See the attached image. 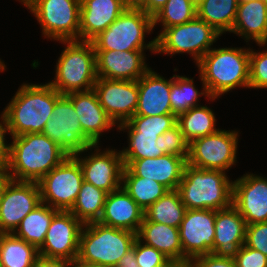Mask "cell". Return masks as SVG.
<instances>
[{
  "mask_svg": "<svg viewBox=\"0 0 267 267\" xmlns=\"http://www.w3.org/2000/svg\"><path fill=\"white\" fill-rule=\"evenodd\" d=\"M12 139L7 165L12 180L38 182L68 157L59 144L43 133H28Z\"/></svg>",
  "mask_w": 267,
  "mask_h": 267,
  "instance_id": "6da1fadb",
  "label": "cell"
},
{
  "mask_svg": "<svg viewBox=\"0 0 267 267\" xmlns=\"http://www.w3.org/2000/svg\"><path fill=\"white\" fill-rule=\"evenodd\" d=\"M60 96L49 83L23 84L4 110L10 135L42 133Z\"/></svg>",
  "mask_w": 267,
  "mask_h": 267,
  "instance_id": "7a4b0ae2",
  "label": "cell"
},
{
  "mask_svg": "<svg viewBox=\"0 0 267 267\" xmlns=\"http://www.w3.org/2000/svg\"><path fill=\"white\" fill-rule=\"evenodd\" d=\"M250 48L210 49L197 63L200 78L210 99L236 87L249 88Z\"/></svg>",
  "mask_w": 267,
  "mask_h": 267,
  "instance_id": "3957f363",
  "label": "cell"
},
{
  "mask_svg": "<svg viewBox=\"0 0 267 267\" xmlns=\"http://www.w3.org/2000/svg\"><path fill=\"white\" fill-rule=\"evenodd\" d=\"M186 209L222 210L232 205L233 181L221 170L186 164L177 188Z\"/></svg>",
  "mask_w": 267,
  "mask_h": 267,
  "instance_id": "277c9868",
  "label": "cell"
},
{
  "mask_svg": "<svg viewBox=\"0 0 267 267\" xmlns=\"http://www.w3.org/2000/svg\"><path fill=\"white\" fill-rule=\"evenodd\" d=\"M83 227L75 262L116 267L137 238V233L100 222L84 224Z\"/></svg>",
  "mask_w": 267,
  "mask_h": 267,
  "instance_id": "5b68a950",
  "label": "cell"
},
{
  "mask_svg": "<svg viewBox=\"0 0 267 267\" xmlns=\"http://www.w3.org/2000/svg\"><path fill=\"white\" fill-rule=\"evenodd\" d=\"M56 65V78L49 82L61 95L93 90L98 76L92 42L69 40ZM84 87V88H83Z\"/></svg>",
  "mask_w": 267,
  "mask_h": 267,
  "instance_id": "8992f818",
  "label": "cell"
},
{
  "mask_svg": "<svg viewBox=\"0 0 267 267\" xmlns=\"http://www.w3.org/2000/svg\"><path fill=\"white\" fill-rule=\"evenodd\" d=\"M154 28L153 17L142 10L126 9L106 30L91 42L95 50L156 52V38L144 44L145 33Z\"/></svg>",
  "mask_w": 267,
  "mask_h": 267,
  "instance_id": "52a82bcc",
  "label": "cell"
},
{
  "mask_svg": "<svg viewBox=\"0 0 267 267\" xmlns=\"http://www.w3.org/2000/svg\"><path fill=\"white\" fill-rule=\"evenodd\" d=\"M221 34L197 16L187 23L169 27L156 36L157 53H189L196 64Z\"/></svg>",
  "mask_w": 267,
  "mask_h": 267,
  "instance_id": "ba28073f",
  "label": "cell"
},
{
  "mask_svg": "<svg viewBox=\"0 0 267 267\" xmlns=\"http://www.w3.org/2000/svg\"><path fill=\"white\" fill-rule=\"evenodd\" d=\"M46 38L79 40L81 0H27Z\"/></svg>",
  "mask_w": 267,
  "mask_h": 267,
  "instance_id": "9c48e42d",
  "label": "cell"
},
{
  "mask_svg": "<svg viewBox=\"0 0 267 267\" xmlns=\"http://www.w3.org/2000/svg\"><path fill=\"white\" fill-rule=\"evenodd\" d=\"M83 181L79 162L73 156H68L37 182L41 202L58 211H70Z\"/></svg>",
  "mask_w": 267,
  "mask_h": 267,
  "instance_id": "30bf717a",
  "label": "cell"
},
{
  "mask_svg": "<svg viewBox=\"0 0 267 267\" xmlns=\"http://www.w3.org/2000/svg\"><path fill=\"white\" fill-rule=\"evenodd\" d=\"M42 133L59 144L68 156L98 147L84 136L79 117L71 100L66 95H61L57 99L53 114Z\"/></svg>",
  "mask_w": 267,
  "mask_h": 267,
  "instance_id": "8fae6325",
  "label": "cell"
},
{
  "mask_svg": "<svg viewBox=\"0 0 267 267\" xmlns=\"http://www.w3.org/2000/svg\"><path fill=\"white\" fill-rule=\"evenodd\" d=\"M238 132L218 130L189 143L187 164L200 169L226 171L235 164Z\"/></svg>",
  "mask_w": 267,
  "mask_h": 267,
  "instance_id": "7c38bea8",
  "label": "cell"
},
{
  "mask_svg": "<svg viewBox=\"0 0 267 267\" xmlns=\"http://www.w3.org/2000/svg\"><path fill=\"white\" fill-rule=\"evenodd\" d=\"M216 210L187 209L179 226L183 262L214 251Z\"/></svg>",
  "mask_w": 267,
  "mask_h": 267,
  "instance_id": "4fadbf2b",
  "label": "cell"
},
{
  "mask_svg": "<svg viewBox=\"0 0 267 267\" xmlns=\"http://www.w3.org/2000/svg\"><path fill=\"white\" fill-rule=\"evenodd\" d=\"M83 224L70 212L58 211L52 218L39 255L75 262Z\"/></svg>",
  "mask_w": 267,
  "mask_h": 267,
  "instance_id": "5bb4252c",
  "label": "cell"
},
{
  "mask_svg": "<svg viewBox=\"0 0 267 267\" xmlns=\"http://www.w3.org/2000/svg\"><path fill=\"white\" fill-rule=\"evenodd\" d=\"M41 203L37 182L11 180L0 201V230L14 233L22 219Z\"/></svg>",
  "mask_w": 267,
  "mask_h": 267,
  "instance_id": "9a60e30c",
  "label": "cell"
},
{
  "mask_svg": "<svg viewBox=\"0 0 267 267\" xmlns=\"http://www.w3.org/2000/svg\"><path fill=\"white\" fill-rule=\"evenodd\" d=\"M93 90L107 115L116 124L128 121L135 115L138 104L137 80H112L98 77Z\"/></svg>",
  "mask_w": 267,
  "mask_h": 267,
  "instance_id": "2e32d148",
  "label": "cell"
},
{
  "mask_svg": "<svg viewBox=\"0 0 267 267\" xmlns=\"http://www.w3.org/2000/svg\"><path fill=\"white\" fill-rule=\"evenodd\" d=\"M232 205L247 225L267 222V178L246 174L233 182Z\"/></svg>",
  "mask_w": 267,
  "mask_h": 267,
  "instance_id": "e0dca14e",
  "label": "cell"
},
{
  "mask_svg": "<svg viewBox=\"0 0 267 267\" xmlns=\"http://www.w3.org/2000/svg\"><path fill=\"white\" fill-rule=\"evenodd\" d=\"M95 151V154L84 159H80L79 154L73 156L81 166L84 181L107 194L120 189L124 168L121 151L114 149L101 153L98 148Z\"/></svg>",
  "mask_w": 267,
  "mask_h": 267,
  "instance_id": "ac0fdd59",
  "label": "cell"
},
{
  "mask_svg": "<svg viewBox=\"0 0 267 267\" xmlns=\"http://www.w3.org/2000/svg\"><path fill=\"white\" fill-rule=\"evenodd\" d=\"M143 51L95 50L97 76L112 80H138L150 69L145 64Z\"/></svg>",
  "mask_w": 267,
  "mask_h": 267,
  "instance_id": "d6986e66",
  "label": "cell"
},
{
  "mask_svg": "<svg viewBox=\"0 0 267 267\" xmlns=\"http://www.w3.org/2000/svg\"><path fill=\"white\" fill-rule=\"evenodd\" d=\"M246 227L244 218L233 205L216 211L214 251L211 254L234 258L245 244Z\"/></svg>",
  "mask_w": 267,
  "mask_h": 267,
  "instance_id": "ffe728a7",
  "label": "cell"
},
{
  "mask_svg": "<svg viewBox=\"0 0 267 267\" xmlns=\"http://www.w3.org/2000/svg\"><path fill=\"white\" fill-rule=\"evenodd\" d=\"M138 82V104L134 116L174 115L170 103L171 84L149 69Z\"/></svg>",
  "mask_w": 267,
  "mask_h": 267,
  "instance_id": "44dd1931",
  "label": "cell"
},
{
  "mask_svg": "<svg viewBox=\"0 0 267 267\" xmlns=\"http://www.w3.org/2000/svg\"><path fill=\"white\" fill-rule=\"evenodd\" d=\"M125 10L121 0H81L79 41L91 42Z\"/></svg>",
  "mask_w": 267,
  "mask_h": 267,
  "instance_id": "7402d4cb",
  "label": "cell"
},
{
  "mask_svg": "<svg viewBox=\"0 0 267 267\" xmlns=\"http://www.w3.org/2000/svg\"><path fill=\"white\" fill-rule=\"evenodd\" d=\"M66 96L75 108L84 136L93 145H98L101 133L116 124L100 105L96 93L94 90H90L73 92Z\"/></svg>",
  "mask_w": 267,
  "mask_h": 267,
  "instance_id": "603a6c76",
  "label": "cell"
},
{
  "mask_svg": "<svg viewBox=\"0 0 267 267\" xmlns=\"http://www.w3.org/2000/svg\"><path fill=\"white\" fill-rule=\"evenodd\" d=\"M188 157L164 154L156 158L134 160L127 168L135 175L154 180L168 190L178 188Z\"/></svg>",
  "mask_w": 267,
  "mask_h": 267,
  "instance_id": "cb8c5ba5",
  "label": "cell"
},
{
  "mask_svg": "<svg viewBox=\"0 0 267 267\" xmlns=\"http://www.w3.org/2000/svg\"><path fill=\"white\" fill-rule=\"evenodd\" d=\"M144 210L121 187L107 194L98 222L137 233L143 222Z\"/></svg>",
  "mask_w": 267,
  "mask_h": 267,
  "instance_id": "d4e9b609",
  "label": "cell"
},
{
  "mask_svg": "<svg viewBox=\"0 0 267 267\" xmlns=\"http://www.w3.org/2000/svg\"><path fill=\"white\" fill-rule=\"evenodd\" d=\"M263 46L267 43V5L262 0L238 2L232 31Z\"/></svg>",
  "mask_w": 267,
  "mask_h": 267,
  "instance_id": "484cf974",
  "label": "cell"
},
{
  "mask_svg": "<svg viewBox=\"0 0 267 267\" xmlns=\"http://www.w3.org/2000/svg\"><path fill=\"white\" fill-rule=\"evenodd\" d=\"M137 238L163 253L172 262H183L179 229L166 224L151 222L145 217L137 232Z\"/></svg>",
  "mask_w": 267,
  "mask_h": 267,
  "instance_id": "4316f807",
  "label": "cell"
},
{
  "mask_svg": "<svg viewBox=\"0 0 267 267\" xmlns=\"http://www.w3.org/2000/svg\"><path fill=\"white\" fill-rule=\"evenodd\" d=\"M57 212L58 210L53 207L41 203L22 219L13 234L39 249L45 241L50 222Z\"/></svg>",
  "mask_w": 267,
  "mask_h": 267,
  "instance_id": "83f0119b",
  "label": "cell"
},
{
  "mask_svg": "<svg viewBox=\"0 0 267 267\" xmlns=\"http://www.w3.org/2000/svg\"><path fill=\"white\" fill-rule=\"evenodd\" d=\"M118 129L129 130V147L121 151L124 167H128L134 160L164 155L161 151L160 135L140 134L127 121L119 124Z\"/></svg>",
  "mask_w": 267,
  "mask_h": 267,
  "instance_id": "f1b7e54d",
  "label": "cell"
},
{
  "mask_svg": "<svg viewBox=\"0 0 267 267\" xmlns=\"http://www.w3.org/2000/svg\"><path fill=\"white\" fill-rule=\"evenodd\" d=\"M215 115L207 106L192 107L177 116V125L188 143L193 140L216 133Z\"/></svg>",
  "mask_w": 267,
  "mask_h": 267,
  "instance_id": "f546056e",
  "label": "cell"
},
{
  "mask_svg": "<svg viewBox=\"0 0 267 267\" xmlns=\"http://www.w3.org/2000/svg\"><path fill=\"white\" fill-rule=\"evenodd\" d=\"M237 7L238 0H203L196 8L197 17L223 34L232 31Z\"/></svg>",
  "mask_w": 267,
  "mask_h": 267,
  "instance_id": "4dcf8cb0",
  "label": "cell"
},
{
  "mask_svg": "<svg viewBox=\"0 0 267 267\" xmlns=\"http://www.w3.org/2000/svg\"><path fill=\"white\" fill-rule=\"evenodd\" d=\"M121 185L144 211L168 192L164 185L135 176L127 167L123 168Z\"/></svg>",
  "mask_w": 267,
  "mask_h": 267,
  "instance_id": "1f68e13d",
  "label": "cell"
},
{
  "mask_svg": "<svg viewBox=\"0 0 267 267\" xmlns=\"http://www.w3.org/2000/svg\"><path fill=\"white\" fill-rule=\"evenodd\" d=\"M186 210L178 190H168L144 211V217L151 222L179 228Z\"/></svg>",
  "mask_w": 267,
  "mask_h": 267,
  "instance_id": "d6a6232c",
  "label": "cell"
},
{
  "mask_svg": "<svg viewBox=\"0 0 267 267\" xmlns=\"http://www.w3.org/2000/svg\"><path fill=\"white\" fill-rule=\"evenodd\" d=\"M107 193L93 184L82 182L78 197L70 212L84 225L98 222L105 204Z\"/></svg>",
  "mask_w": 267,
  "mask_h": 267,
  "instance_id": "836d02e7",
  "label": "cell"
},
{
  "mask_svg": "<svg viewBox=\"0 0 267 267\" xmlns=\"http://www.w3.org/2000/svg\"><path fill=\"white\" fill-rule=\"evenodd\" d=\"M38 249L13 233L4 234L0 246V267H33Z\"/></svg>",
  "mask_w": 267,
  "mask_h": 267,
  "instance_id": "e575fe53",
  "label": "cell"
},
{
  "mask_svg": "<svg viewBox=\"0 0 267 267\" xmlns=\"http://www.w3.org/2000/svg\"><path fill=\"white\" fill-rule=\"evenodd\" d=\"M202 92L193 85V79L188 77L174 75L173 83L171 84L170 103L172 113L178 116L181 113L187 112L192 107L199 106L198 97L205 95L210 98L208 91L203 87Z\"/></svg>",
  "mask_w": 267,
  "mask_h": 267,
  "instance_id": "d590c367",
  "label": "cell"
},
{
  "mask_svg": "<svg viewBox=\"0 0 267 267\" xmlns=\"http://www.w3.org/2000/svg\"><path fill=\"white\" fill-rule=\"evenodd\" d=\"M197 16L196 7L187 0H168L166 4L153 16V26L158 22L163 30L181 25L193 20Z\"/></svg>",
  "mask_w": 267,
  "mask_h": 267,
  "instance_id": "8d00e7d4",
  "label": "cell"
},
{
  "mask_svg": "<svg viewBox=\"0 0 267 267\" xmlns=\"http://www.w3.org/2000/svg\"><path fill=\"white\" fill-rule=\"evenodd\" d=\"M127 122L140 134L159 136L177 125V116H133Z\"/></svg>",
  "mask_w": 267,
  "mask_h": 267,
  "instance_id": "74e56055",
  "label": "cell"
},
{
  "mask_svg": "<svg viewBox=\"0 0 267 267\" xmlns=\"http://www.w3.org/2000/svg\"><path fill=\"white\" fill-rule=\"evenodd\" d=\"M160 144L161 151L164 154L179 157H188L189 155V143L184 138L178 125L160 135Z\"/></svg>",
  "mask_w": 267,
  "mask_h": 267,
  "instance_id": "f35d334b",
  "label": "cell"
},
{
  "mask_svg": "<svg viewBox=\"0 0 267 267\" xmlns=\"http://www.w3.org/2000/svg\"><path fill=\"white\" fill-rule=\"evenodd\" d=\"M135 240V257L139 267H168L172 261L156 248ZM143 244V245H142Z\"/></svg>",
  "mask_w": 267,
  "mask_h": 267,
  "instance_id": "ab89813d",
  "label": "cell"
},
{
  "mask_svg": "<svg viewBox=\"0 0 267 267\" xmlns=\"http://www.w3.org/2000/svg\"><path fill=\"white\" fill-rule=\"evenodd\" d=\"M249 88H267V50L249 55Z\"/></svg>",
  "mask_w": 267,
  "mask_h": 267,
  "instance_id": "60d3db41",
  "label": "cell"
},
{
  "mask_svg": "<svg viewBox=\"0 0 267 267\" xmlns=\"http://www.w3.org/2000/svg\"><path fill=\"white\" fill-rule=\"evenodd\" d=\"M245 245L267 256V222L247 225Z\"/></svg>",
  "mask_w": 267,
  "mask_h": 267,
  "instance_id": "b9f144b4",
  "label": "cell"
},
{
  "mask_svg": "<svg viewBox=\"0 0 267 267\" xmlns=\"http://www.w3.org/2000/svg\"><path fill=\"white\" fill-rule=\"evenodd\" d=\"M237 267H267V256L245 244L233 258Z\"/></svg>",
  "mask_w": 267,
  "mask_h": 267,
  "instance_id": "7bdbcfd3",
  "label": "cell"
},
{
  "mask_svg": "<svg viewBox=\"0 0 267 267\" xmlns=\"http://www.w3.org/2000/svg\"><path fill=\"white\" fill-rule=\"evenodd\" d=\"M190 261L194 267H237L233 258L216 257L213 254L200 255Z\"/></svg>",
  "mask_w": 267,
  "mask_h": 267,
  "instance_id": "ee69618b",
  "label": "cell"
},
{
  "mask_svg": "<svg viewBox=\"0 0 267 267\" xmlns=\"http://www.w3.org/2000/svg\"><path fill=\"white\" fill-rule=\"evenodd\" d=\"M0 122V165L7 166L9 162L10 144L5 142V134L9 132L8 121L3 111Z\"/></svg>",
  "mask_w": 267,
  "mask_h": 267,
  "instance_id": "f6af8a7d",
  "label": "cell"
},
{
  "mask_svg": "<svg viewBox=\"0 0 267 267\" xmlns=\"http://www.w3.org/2000/svg\"><path fill=\"white\" fill-rule=\"evenodd\" d=\"M33 267H75L73 261L38 256Z\"/></svg>",
  "mask_w": 267,
  "mask_h": 267,
  "instance_id": "bcb514c9",
  "label": "cell"
},
{
  "mask_svg": "<svg viewBox=\"0 0 267 267\" xmlns=\"http://www.w3.org/2000/svg\"><path fill=\"white\" fill-rule=\"evenodd\" d=\"M116 267H139L135 257V241L133 247L118 261Z\"/></svg>",
  "mask_w": 267,
  "mask_h": 267,
  "instance_id": "7dc6e473",
  "label": "cell"
},
{
  "mask_svg": "<svg viewBox=\"0 0 267 267\" xmlns=\"http://www.w3.org/2000/svg\"><path fill=\"white\" fill-rule=\"evenodd\" d=\"M167 1L168 0H146L145 13L153 17Z\"/></svg>",
  "mask_w": 267,
  "mask_h": 267,
  "instance_id": "c3c4849f",
  "label": "cell"
},
{
  "mask_svg": "<svg viewBox=\"0 0 267 267\" xmlns=\"http://www.w3.org/2000/svg\"><path fill=\"white\" fill-rule=\"evenodd\" d=\"M12 180L8 166L0 165V201L7 185Z\"/></svg>",
  "mask_w": 267,
  "mask_h": 267,
  "instance_id": "681fc988",
  "label": "cell"
},
{
  "mask_svg": "<svg viewBox=\"0 0 267 267\" xmlns=\"http://www.w3.org/2000/svg\"><path fill=\"white\" fill-rule=\"evenodd\" d=\"M125 9L142 10L145 12L146 0H121Z\"/></svg>",
  "mask_w": 267,
  "mask_h": 267,
  "instance_id": "f907efd6",
  "label": "cell"
},
{
  "mask_svg": "<svg viewBox=\"0 0 267 267\" xmlns=\"http://www.w3.org/2000/svg\"><path fill=\"white\" fill-rule=\"evenodd\" d=\"M168 267H194L191 261L172 262Z\"/></svg>",
  "mask_w": 267,
  "mask_h": 267,
  "instance_id": "816d5d0a",
  "label": "cell"
},
{
  "mask_svg": "<svg viewBox=\"0 0 267 267\" xmlns=\"http://www.w3.org/2000/svg\"><path fill=\"white\" fill-rule=\"evenodd\" d=\"M74 266L75 267H111V266L90 264V263H86V262H74Z\"/></svg>",
  "mask_w": 267,
  "mask_h": 267,
  "instance_id": "f5cc1de1",
  "label": "cell"
},
{
  "mask_svg": "<svg viewBox=\"0 0 267 267\" xmlns=\"http://www.w3.org/2000/svg\"><path fill=\"white\" fill-rule=\"evenodd\" d=\"M187 1H189L196 8L203 2V0H187Z\"/></svg>",
  "mask_w": 267,
  "mask_h": 267,
  "instance_id": "db71d44e",
  "label": "cell"
},
{
  "mask_svg": "<svg viewBox=\"0 0 267 267\" xmlns=\"http://www.w3.org/2000/svg\"><path fill=\"white\" fill-rule=\"evenodd\" d=\"M0 70L4 71L5 70V64L0 60Z\"/></svg>",
  "mask_w": 267,
  "mask_h": 267,
  "instance_id": "11a10c76",
  "label": "cell"
},
{
  "mask_svg": "<svg viewBox=\"0 0 267 267\" xmlns=\"http://www.w3.org/2000/svg\"><path fill=\"white\" fill-rule=\"evenodd\" d=\"M5 233H3L1 230H0V246H1V242H2V239H3V235H4Z\"/></svg>",
  "mask_w": 267,
  "mask_h": 267,
  "instance_id": "9f6ffc18",
  "label": "cell"
}]
</instances>
